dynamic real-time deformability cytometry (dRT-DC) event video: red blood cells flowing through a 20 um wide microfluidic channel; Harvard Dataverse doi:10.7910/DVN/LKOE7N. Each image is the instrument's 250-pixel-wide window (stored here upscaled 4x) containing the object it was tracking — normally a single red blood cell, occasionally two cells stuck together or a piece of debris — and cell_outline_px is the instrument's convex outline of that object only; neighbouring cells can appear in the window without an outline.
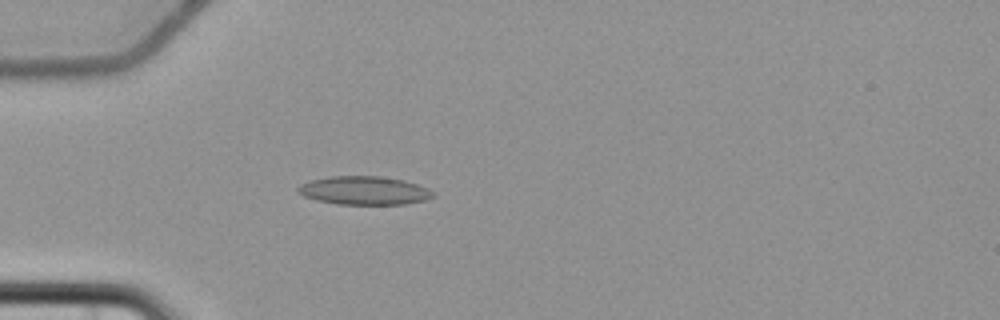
{"species": "common noctule bat (a hibernating species)", "species_latin": "Nyctalus noctula", "temperature_condition": "cold", "stored_images_in_passage": 4, "camera_frame_rate_fps": 3000, "um_per_image_px": 0.085, "animal": {"sex": "female", "body_mass_g": 22.7, "forearm_length_mm": 54.2}, "frame": {"image": 1, "passage_image": 4, "time_ms": 4.0, "image_size_px": [1000, 320], "cell_outline_px": [[436, 196], [424, 200], [408, 204], [336, 204], [316, 200], [304, 196], [296, 192], [296, 188], [300, 184], [312, 180], [328, 176], [380, 176], [404, 180], [428, 188], [436, 192]], "centroid_in_image_um": [30.96, 16.19], "position_along_channel_um": 54.0, "area_um2": 22.6}}